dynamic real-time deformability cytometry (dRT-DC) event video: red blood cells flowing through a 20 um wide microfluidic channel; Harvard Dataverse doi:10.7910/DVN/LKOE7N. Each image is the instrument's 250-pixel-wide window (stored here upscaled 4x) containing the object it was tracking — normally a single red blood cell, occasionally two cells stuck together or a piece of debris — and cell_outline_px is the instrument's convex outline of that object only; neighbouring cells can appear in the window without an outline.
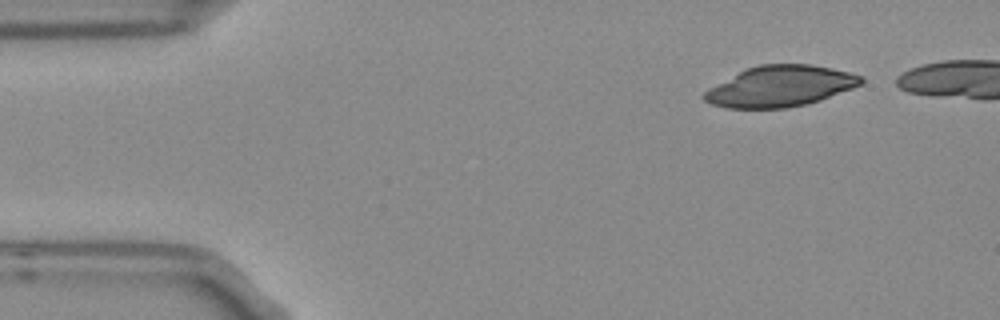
{"species": "Egyptian fruit bat (a non-hibernating species)", "species_latin": "Rousettus aegyptiacus", "temperature_condition": "room temperature", "stored_images_in_passage": 6, "camera_frame_rate_fps": 3000, "um_per_image_px": 0.085, "frame": {"image": 1, "passage_image": 1, "time_ms": 0.0, "image_size_px": [1000, 320], "cell_outline_px": [[864, 80], [860, 84], [852, 88], [820, 100], [808, 104], [784, 108], [724, 108], [712, 104], [704, 100], [700, 96], [708, 88], [744, 68], [760, 64], [812, 64], [832, 68], [848, 72], [860, 76]], "centroid_in_image_um": [66.26, 7.33], "position_along_channel_um": 18.7, "area_um2": 37.45}}